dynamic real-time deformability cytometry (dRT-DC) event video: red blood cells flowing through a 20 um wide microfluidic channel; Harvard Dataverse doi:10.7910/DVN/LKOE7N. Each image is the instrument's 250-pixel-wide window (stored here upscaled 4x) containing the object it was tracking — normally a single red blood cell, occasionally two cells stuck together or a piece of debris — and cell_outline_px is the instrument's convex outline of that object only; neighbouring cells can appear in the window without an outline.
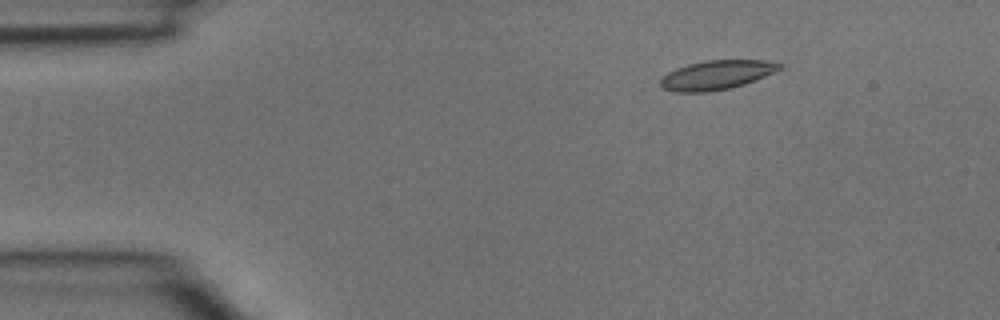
{"species": "common noctule bat (a hibernating species)", "species_latin": "Nyctalus noctula", "temperature_condition": "room temperature", "stored_images_in_passage": 4, "camera_frame_rate_fps": 3000, "um_per_image_px": 0.085, "animal": {"sex": "male", "body_mass_g": 15.6}, "frame": {"image": 1, "passage_image": 2, "time_ms": 0.333, "image_size_px": [1000, 320], "cell_outline_px": [[784, 68], [744, 84], [728, 88], [708, 92], [676, 92], [660, 88], [660, 80], [668, 72], [676, 68], [688, 64], [708, 60], [768, 60], [784, 64]], "centroid_in_image_um": [60.92, 6.37], "position_along_channel_um": 24.1, "area_um2": 20.29}}
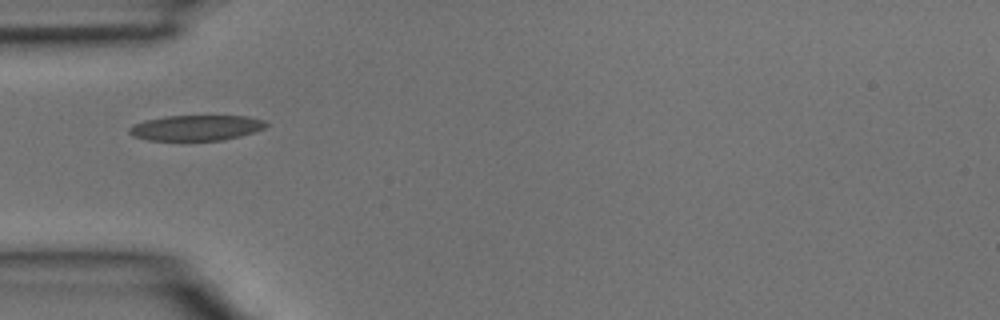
{"frame": {"image": 2, "passage_image": 4, "time_ms": 1.0, "image_size_px": [1000, 320], "cell_outline_px": [[268, 124], [264, 128], [240, 136], [224, 140], [148, 140], [132, 136], [128, 132], [128, 128], [132, 124], [144, 120], [164, 116], [248, 116], [264, 120]], "centroid_in_image_um": [16.63, 10.86], "position_along_channel_um": 68.4, "area_um2": 20.35}}